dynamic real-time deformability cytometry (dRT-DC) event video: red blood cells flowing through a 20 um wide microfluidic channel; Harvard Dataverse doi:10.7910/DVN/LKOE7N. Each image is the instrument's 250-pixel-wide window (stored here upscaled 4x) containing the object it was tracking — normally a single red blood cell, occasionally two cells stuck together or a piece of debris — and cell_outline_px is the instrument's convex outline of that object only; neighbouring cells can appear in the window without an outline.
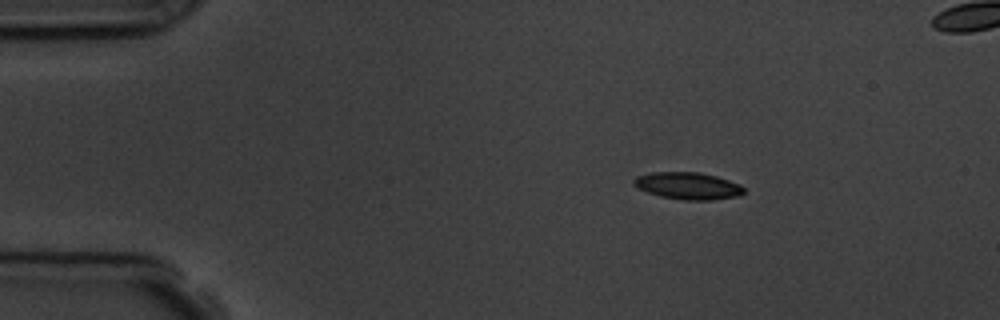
{"species": "common noctule bat (a hibernating species)", "species_latin": "Nyctalus noctula", "temperature_condition": "room temperature", "stored_images_in_passage": 3, "camera_frame_rate_fps": 3000, "um_per_image_px": 0.085, "animal": {"sex": "male", "body_mass_g": 19.5, "forearm_length_mm": 54.6}, "frame": {"image": 1, "passage_image": 1, "time_ms": 0.0, "image_size_px": [1000, 320], "cell_outline_px": [[744, 192], [740, 196], [712, 200], [684, 200], [660, 196], [648, 192], [640, 188], [632, 180], [636, 176], [652, 172], [700, 172], [716, 176], [740, 184], [744, 188]], "centroid_in_image_um": [58.51, 15.79], "position_along_channel_um": 26.5, "area_um2": 17.28}}